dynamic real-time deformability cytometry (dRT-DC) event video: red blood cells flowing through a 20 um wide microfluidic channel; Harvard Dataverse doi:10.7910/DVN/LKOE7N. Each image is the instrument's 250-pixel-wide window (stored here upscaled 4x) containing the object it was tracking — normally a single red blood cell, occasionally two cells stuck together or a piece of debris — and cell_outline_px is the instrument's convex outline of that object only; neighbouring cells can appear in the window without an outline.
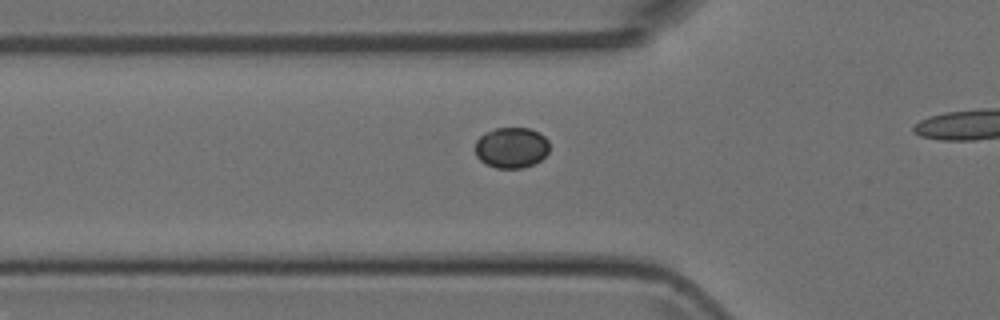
{"species": "Egyptian fruit bat (a non-hibernating species)", "species_latin": "Rousettus aegyptiacus", "temperature_condition": "room temperature", "stored_images_in_passage": 20, "camera_frame_rate_fps": 3000, "um_per_image_px": 0.085, "animal": {"sex": "female"}, "frame": {"image": 1, "passage_image": 12, "time_ms": 3.667, "image_size_px": [1000, 320], "cell_outline_px": [[548, 152], [540, 160], [532, 164], [520, 168], [500, 168], [488, 164], [480, 160], [476, 152], [476, 140], [480, 136], [496, 128], [528, 128], [544, 136], [548, 140]], "centroid_in_image_um": [43.48, 12.54], "position_along_channel_um": 82.3, "area_um2": 17.22}}
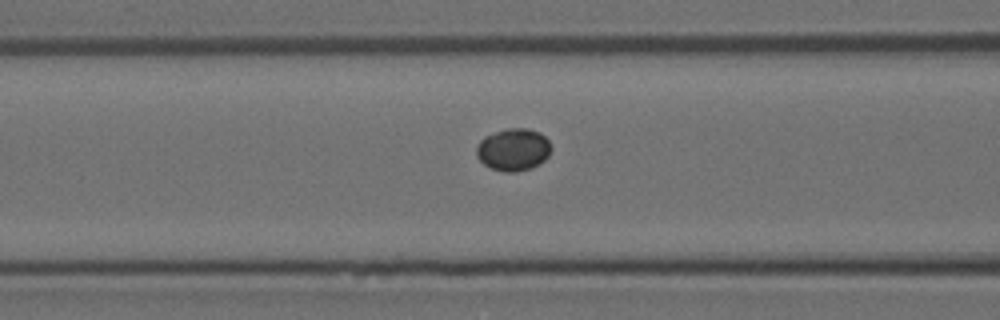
{"frame": {"image": 2, "passage_image": 15, "time_ms": 4.667, "image_size_px": [1000, 320], "cell_outline_px": [[548, 152], [536, 164], [528, 168], [492, 168], [484, 164], [480, 160], [476, 152], [476, 148], [488, 136], [500, 132], [516, 128], [524, 128], [536, 132], [544, 136], [548, 140]], "centroid_in_image_um": [43.6, 12.67], "position_along_channel_um": 123.0, "area_um2": 16.42}}